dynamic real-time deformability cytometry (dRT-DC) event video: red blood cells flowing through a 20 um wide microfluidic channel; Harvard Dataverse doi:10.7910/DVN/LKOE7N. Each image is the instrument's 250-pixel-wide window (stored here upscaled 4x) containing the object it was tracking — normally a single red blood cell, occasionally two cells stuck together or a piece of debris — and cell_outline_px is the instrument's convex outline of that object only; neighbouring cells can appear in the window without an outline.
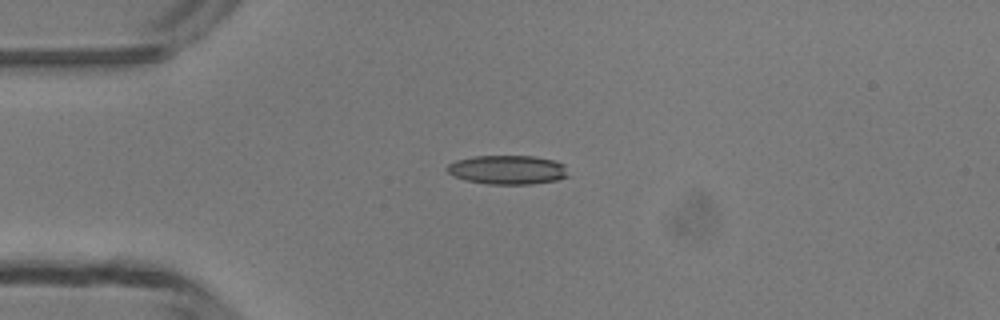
{"species": "common noctule bat (a hibernating species)", "species_latin": "Nyctalus noctula", "temperature_condition": "room temperature", "stored_images_in_passage": 37, "camera_frame_rate_fps": 3000, "um_per_image_px": 0.085, "animal": {"sex": "male", "body_mass_g": 13.3}, "frame": {"image": 1, "passage_image": 1, "time_ms": 0.0, "image_size_px": [1000, 320], "cell_outline_px": [[568, 176], [556, 180], [532, 184], [488, 184], [464, 180], [452, 176], [448, 172], [448, 164], [456, 160], [472, 156], [536, 156], [552, 160], [564, 164]], "centroid_in_image_um": [43.12, 14.43], "position_along_channel_um": 41.9, "area_um2": 20.52}}
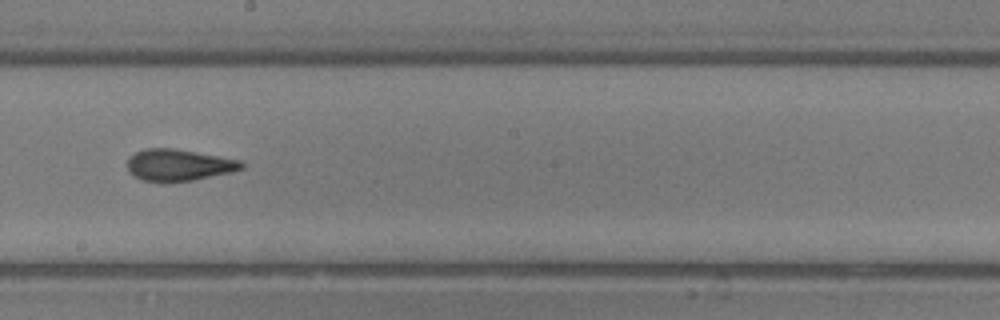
{"frame": {"image": 2, "passage_image": 16, "time_ms": 5.0, "image_size_px": [1000, 320], "cell_outline_px": [[244, 168], [232, 172], [192, 180], [164, 184], [160, 184], [140, 180], [128, 172], [128, 156], [144, 148], [172, 148], [240, 160], [244, 164]], "centroid_in_image_um": [15.13, 14.06], "position_along_channel_um": 233.1, "area_um2": 21.44}}
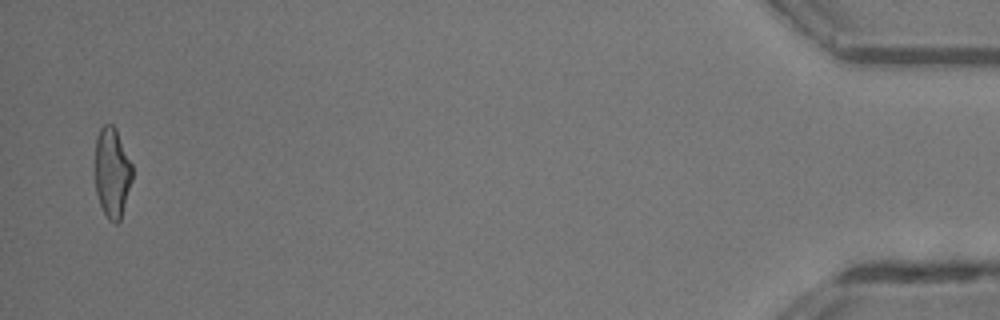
{"frame": {"image": 3, "passage_image": 36, "time_ms": 11.667, "image_size_px": [1000, 320], "cell_outline_px": [[132, 180], [120, 220], [116, 224], [108, 220], [100, 204], [96, 192], [96, 136], [100, 128], [104, 124], [112, 124], [116, 128], [132, 164]], "centroid_in_image_um": [9.54, 14.66], "position_along_channel_um": 425.7, "area_um2": 19.42}, "authors_computed_cell_mechanics": {"area_um2": 20.6346, "velocity_mm_per_s": 4.298, "shape_relaxation_time_tau1_ms": null, "shape_relaxation_time_tau2_ms": 1.869, "deformation_change_tau1": null, "deformation_change_tau2": 0.1189}}